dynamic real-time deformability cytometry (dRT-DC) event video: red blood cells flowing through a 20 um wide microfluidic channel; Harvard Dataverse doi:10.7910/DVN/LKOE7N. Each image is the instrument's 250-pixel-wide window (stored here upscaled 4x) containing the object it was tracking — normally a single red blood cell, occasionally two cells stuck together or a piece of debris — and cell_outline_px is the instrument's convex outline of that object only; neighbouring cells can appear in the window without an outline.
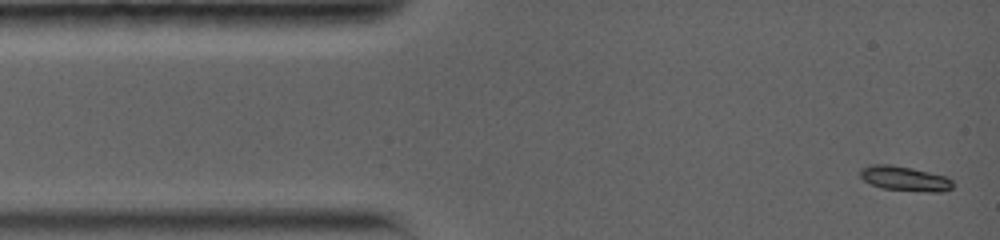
{"species": "common noctule bat (a hibernating species)", "species_latin": "Nyctalus noctula", "temperature_condition": "warm", "stored_images_in_passage": 12, "camera_frame_rate_fps": 5000, "um_per_image_px": 0.085, "animal": {"sex": "female", "body_mass_g": 19.0, "forearm_length_mm": 56.7}, "frame": {"image": 1, "passage_image": 1, "time_ms": 0.0, "image_size_px": [1000, 240], "cell_outline_px": [[952, 188], [944, 192], [928, 192], [880, 188], [864, 180], [860, 176], [860, 168], [872, 164], [888, 164], [912, 168], [944, 176], [952, 180]], "centroid_in_image_um": [76.89, 15.18], "position_along_channel_um": 8.1, "area_um2": 13.29}}
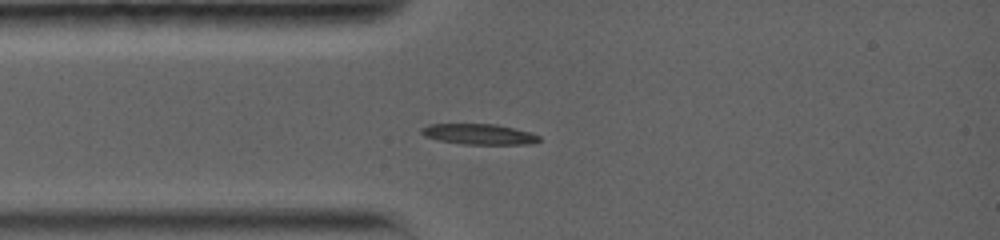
{"frame": {"image": 2, "passage_image": 12, "time_ms": 2.8, "image_size_px": [1000, 240], "cell_outline_px": [[540, 140], [532, 144], [464, 144], [440, 140], [424, 136], [420, 132], [420, 128], [428, 124], [496, 124], [528, 132], [540, 136]], "centroid_in_image_um": [40.68, 11.4], "position_along_channel_um": 44.3, "area_um2": 13.99}}